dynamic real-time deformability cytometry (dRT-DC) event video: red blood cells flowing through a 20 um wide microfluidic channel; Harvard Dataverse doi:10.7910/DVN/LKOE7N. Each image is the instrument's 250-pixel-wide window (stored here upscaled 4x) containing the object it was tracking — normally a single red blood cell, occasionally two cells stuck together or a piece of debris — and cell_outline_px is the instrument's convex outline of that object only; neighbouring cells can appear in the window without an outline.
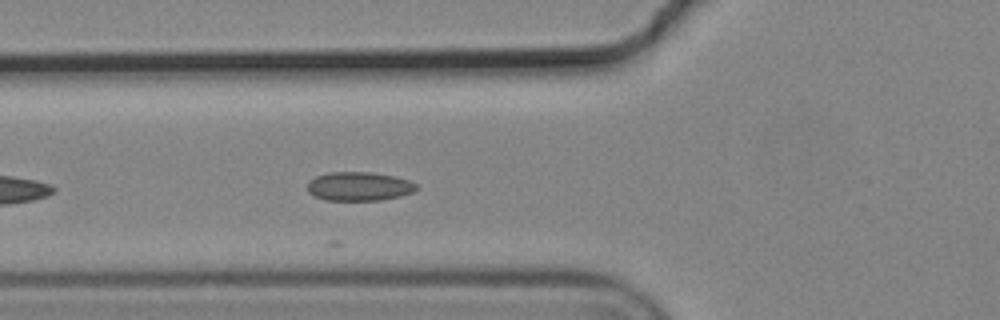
{"species": "common noctule bat (a hibernating species)", "species_latin": "Nyctalus noctula", "temperature_condition": "cold", "stored_images_in_passage": 6, "camera_frame_rate_fps": 3000, "um_per_image_px": 0.085, "animal": {"sex": "male", "body_mass_g": 19.2, "forearm_length_mm": 51.8}, "frame": {"image": 1, "passage_image": 6, "time_ms": 1.667, "image_size_px": [1000, 320], "cell_outline_px": [[420, 188], [412, 192], [400, 196], [380, 200], [324, 200], [308, 192], [308, 180], [316, 176], [328, 172], [372, 172], [396, 176], [408, 180], [416, 184]], "centroid_in_image_um": [30.53, 15.83], "position_along_channel_um": 95.3, "area_um2": 18.44}}